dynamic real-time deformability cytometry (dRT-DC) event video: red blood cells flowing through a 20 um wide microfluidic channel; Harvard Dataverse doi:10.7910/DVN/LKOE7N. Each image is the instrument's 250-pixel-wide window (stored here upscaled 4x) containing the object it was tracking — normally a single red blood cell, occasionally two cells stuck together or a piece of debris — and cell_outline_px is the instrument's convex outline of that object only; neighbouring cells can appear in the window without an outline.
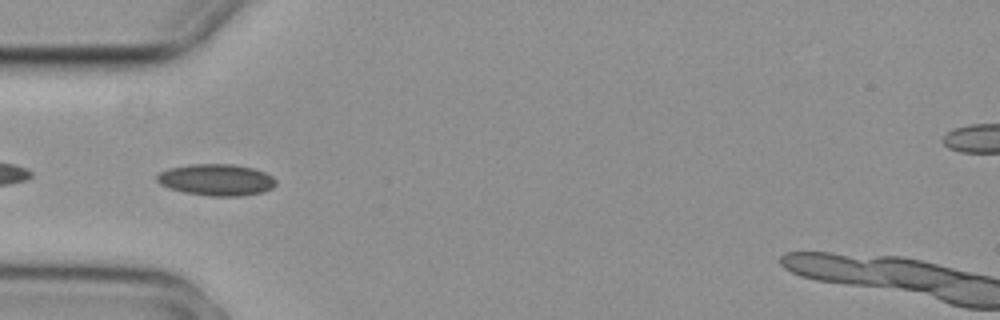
{"species": "common noctule bat (a hibernating species)", "species_latin": "Nyctalus noctula", "temperature_condition": "cold", "stored_images_in_passage": 10, "camera_frame_rate_fps": 3000, "um_per_image_px": 0.085, "animal": {"sex": "female", "body_mass_g": 29.2, "forearm_length_mm": 56.3}, "frame": {"image": 1, "passage_image": 5, "time_ms": 1.333, "image_size_px": [1000, 320], "cell_outline_px": [[276, 184], [272, 188], [264, 192], [244, 196], [208, 196], [184, 192], [168, 188], [160, 184], [156, 180], [156, 176], [160, 172], [168, 168], [192, 164], [232, 164], [252, 168], [264, 172], [272, 176], [276, 180]], "centroid_in_image_um": [18.39, 15.29], "position_along_channel_um": 66.6, "area_um2": 22.02}}
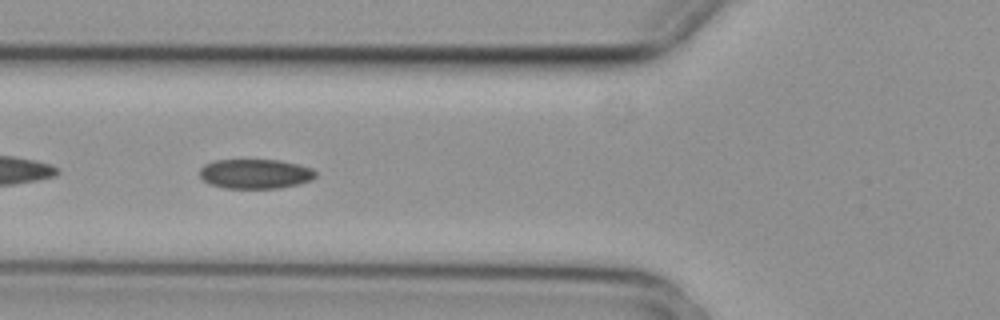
{"frame": {"image": 2, "passage_image": 6, "time_ms": 1.667, "image_size_px": [1000, 320], "cell_outline_px": [[316, 176], [312, 180], [300, 184], [280, 188], [224, 188], [208, 184], [200, 176], [200, 168], [204, 164], [216, 160], [280, 160], [312, 168], [316, 172]], "centroid_in_image_um": [21.7, 14.78], "position_along_channel_um": 104.1, "area_um2": 20.11}}
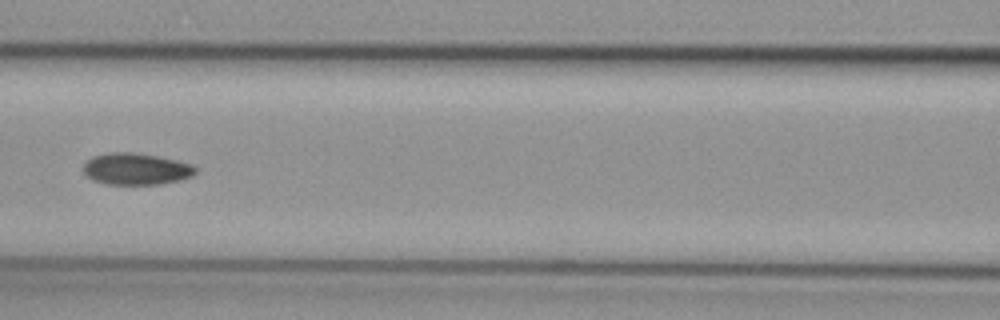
{"frame": {"image": 3, "passage_image": 7, "time_ms": 2.0, "image_size_px": [1000, 320], "cell_outline_px": [[196, 172], [192, 176], [180, 180], [160, 184], [104, 184], [92, 180], [84, 176], [84, 164], [92, 156], [112, 152], [132, 152], [156, 156], [176, 160], [192, 164], [196, 168]], "centroid_in_image_um": [11.54, 14.37], "position_along_channel_um": 155.1, "area_um2": 20.75}}